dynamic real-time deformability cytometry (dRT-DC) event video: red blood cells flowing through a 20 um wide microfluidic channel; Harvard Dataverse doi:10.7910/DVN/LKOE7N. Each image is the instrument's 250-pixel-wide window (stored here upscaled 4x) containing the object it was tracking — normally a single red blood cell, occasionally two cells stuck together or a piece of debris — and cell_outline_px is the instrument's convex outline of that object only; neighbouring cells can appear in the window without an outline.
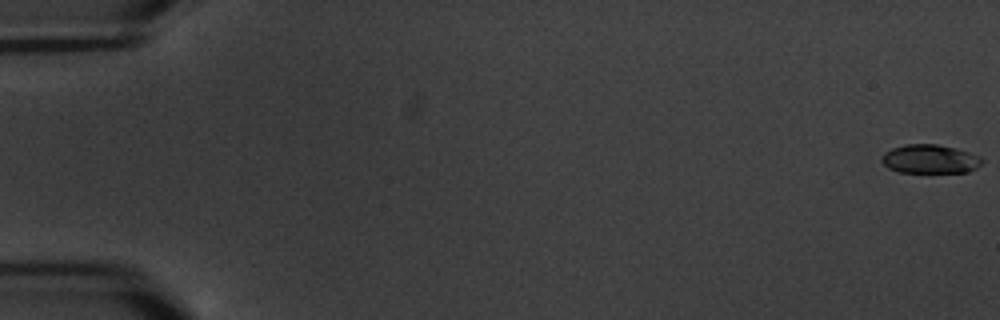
{"species": "common noctule bat (a hibernating species)", "species_latin": "Nyctalus noctula", "temperature_condition": "warm", "stored_images_in_passage": 6, "camera_frame_rate_fps": 3000, "um_per_image_px": 0.085, "animal": {"sex": "male", "body_mass_g": 20.1, "forearm_length_mm": 53.5}, "frame": {"image": 1, "passage_image": 1, "time_ms": 0.0, "image_size_px": [1000, 320], "cell_outline_px": [[984, 160], [976, 168], [968, 172], [900, 172], [888, 168], [880, 160], [884, 152], [892, 148], [904, 144], [936, 144], [956, 148], [980, 156]], "centroid_in_image_um": [79.03, 13.51], "position_along_channel_um": 6.0, "area_um2": 16.88}}
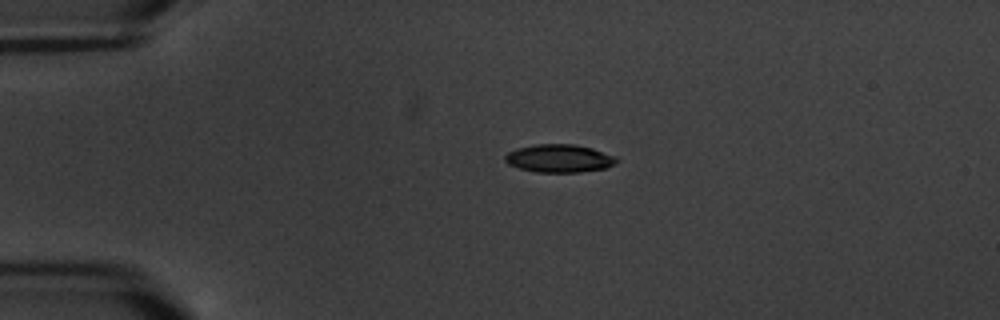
{"frame": {"image": 2, "passage_image": 5, "time_ms": 4.667, "image_size_px": [1000, 320], "cell_outline_px": [[620, 160], [616, 164], [604, 168], [580, 172], [536, 172], [520, 168], [508, 164], [504, 160], [504, 156], [508, 152], [516, 148], [536, 144], [576, 144], [592, 148], [620, 156]], "centroid_in_image_um": [47.59, 13.45], "position_along_channel_um": 37.4, "area_um2": 18.5}}